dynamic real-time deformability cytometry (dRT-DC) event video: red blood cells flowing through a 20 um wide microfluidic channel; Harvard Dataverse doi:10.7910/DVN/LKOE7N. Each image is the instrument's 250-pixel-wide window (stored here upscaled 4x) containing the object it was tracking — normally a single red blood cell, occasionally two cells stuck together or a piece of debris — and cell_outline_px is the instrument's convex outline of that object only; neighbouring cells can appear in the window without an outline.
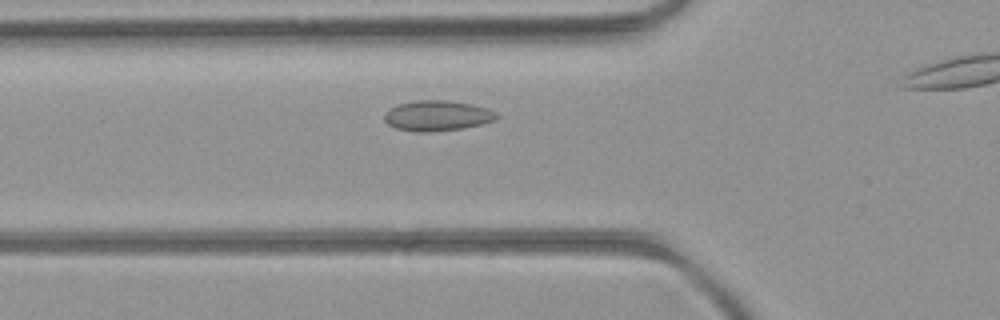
{"species": "common noctule bat (a hibernating species)", "species_latin": "Nyctalus noctula", "temperature_condition": "room temperature", "stored_images_in_passage": 34, "camera_frame_rate_fps": 3000, "um_per_image_px": 0.085, "animal": {"sex": "female", "body_mass_g": 21.9}, "frame": {"image": 1, "passage_image": 10, "time_ms": 3.0, "image_size_px": [1000, 320], "cell_outline_px": [[500, 116], [496, 120], [480, 124], [460, 128], [428, 132], [420, 132], [396, 128], [388, 124], [384, 120], [384, 112], [388, 108], [396, 104], [416, 100], [448, 100], [472, 104], [488, 108], [496, 112]], "centroid_in_image_um": [37.15, 9.81], "position_along_channel_um": 88.7, "area_um2": 20.0}}
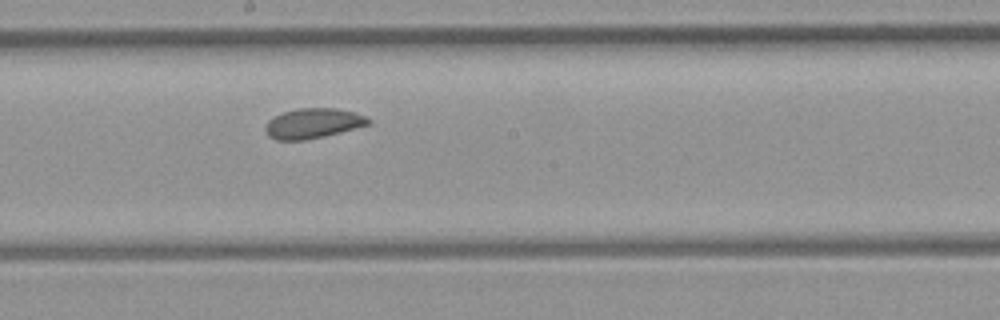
{"frame": {"image": 2, "passage_image": 20, "time_ms": 6.333, "image_size_px": [1000, 320], "cell_outline_px": [[372, 124], [324, 136], [304, 140], [276, 140], [268, 136], [264, 128], [268, 120], [284, 112], [300, 108], [336, 108], [352, 112], [364, 116], [372, 120]], "centroid_in_image_um": [26.61, 10.49], "position_along_channel_um": 221.6, "area_um2": 17.92}}
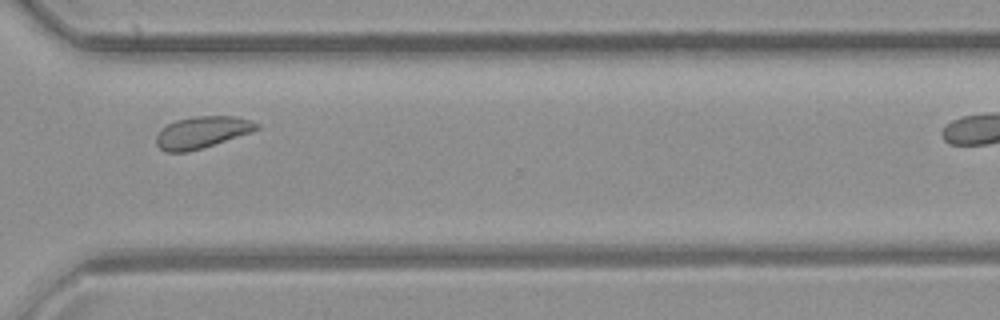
{"frame": {"image": 3, "passage_image": 30, "time_ms": 9.667, "image_size_px": [1000, 320], "cell_outline_px": [[260, 128], [252, 132], [188, 152], [168, 152], [160, 148], [156, 144], [156, 136], [160, 128], [176, 120], [196, 116], [236, 116], [252, 120], [260, 124]], "centroid_in_image_um": [17.18, 11.23], "position_along_channel_um": 353.4, "area_um2": 18.61}}